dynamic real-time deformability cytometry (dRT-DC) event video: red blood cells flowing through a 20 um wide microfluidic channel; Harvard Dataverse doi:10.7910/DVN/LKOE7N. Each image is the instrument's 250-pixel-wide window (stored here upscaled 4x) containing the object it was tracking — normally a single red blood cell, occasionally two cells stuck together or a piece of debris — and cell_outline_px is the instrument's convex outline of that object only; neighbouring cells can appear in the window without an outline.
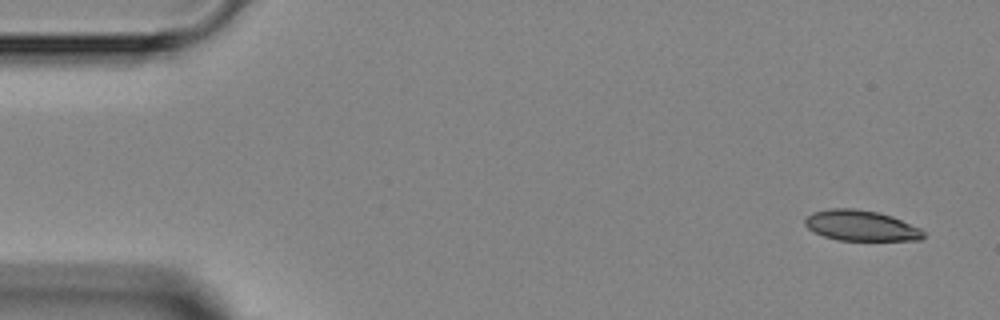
{"species": "Egyptian fruit bat (a non-hibernating species)", "species_latin": "Rousettus aegyptiacus", "temperature_condition": "room temperature", "stored_images_in_passage": 3, "camera_frame_rate_fps": 3000, "um_per_image_px": 0.085, "animal": {"sex": "female"}, "frame": {"image": 1, "passage_image": 1, "time_ms": 0.0, "image_size_px": [1000, 320], "cell_outline_px": [[924, 236], [920, 240], [836, 240], [824, 236], [808, 228], [804, 224], [804, 220], [812, 212], [832, 208], [856, 208], [876, 212], [892, 216], [920, 228], [924, 232]], "centroid_in_image_um": [73.17, 19.17], "position_along_channel_um": 11.8, "area_um2": 20.98}}
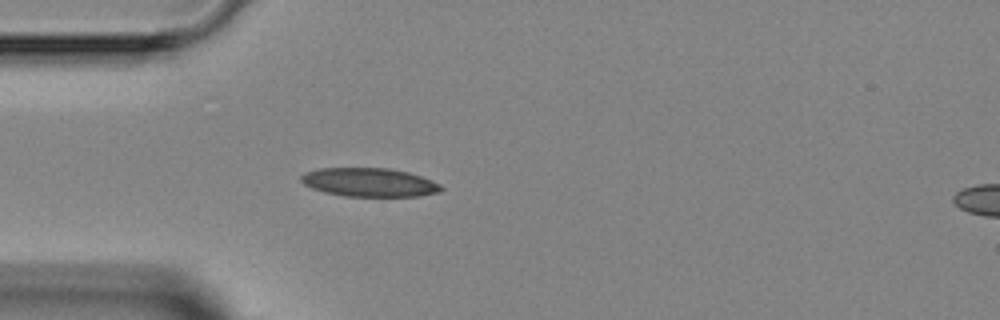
{"frame": {"image": 2, "passage_image": 3, "time_ms": 3.667, "image_size_px": [1000, 320], "cell_outline_px": [[444, 188], [440, 192], [420, 196], [344, 196], [324, 192], [312, 188], [304, 184], [300, 180], [300, 176], [304, 172], [316, 168], [388, 168], [408, 172], [432, 180], [440, 184]], "centroid_in_image_um": [31.38, 15.49], "position_along_channel_um": 53.6, "area_um2": 23.52}}